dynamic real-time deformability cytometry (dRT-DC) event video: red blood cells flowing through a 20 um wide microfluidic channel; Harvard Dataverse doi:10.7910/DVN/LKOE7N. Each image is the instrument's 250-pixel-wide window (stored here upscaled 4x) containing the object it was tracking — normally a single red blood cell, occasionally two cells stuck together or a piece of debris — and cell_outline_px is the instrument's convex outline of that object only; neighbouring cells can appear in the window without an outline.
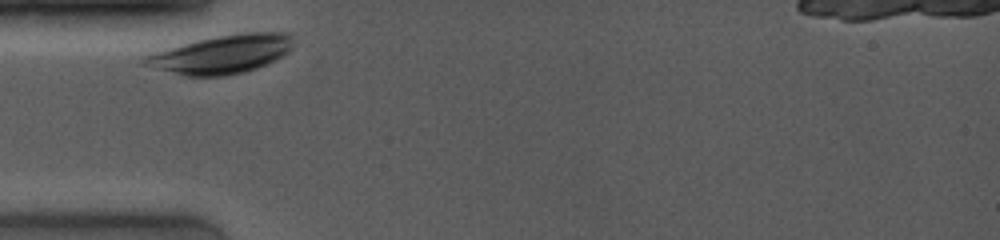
{"species": "common noctule bat (a hibernating species)", "species_latin": "Nyctalus noctula", "temperature_condition": "room temperature", "stored_images_in_passage": 25, "segment_of_instrument_passage": [1, 2], "camera_frame_rate_fps": 4000, "um_per_image_px": 0.085, "animal": {"sex": "female", "body_mass_g": 19.0, "forearm_length_mm": 53.3}, "frame": {"image": 1, "passage_image": 1, "time_ms": 0.0, "image_size_px": [1000, 240], "cell_outline_px": [[292, 48], [288, 52], [256, 68], [244, 72], [220, 76], [184, 76], [140, 64], [140, 60], [144, 56], [196, 40], [216, 36], [244, 32], [284, 32], [292, 36]], "centroid_in_image_um": [18.81, 4.61], "position_along_channel_um": 66.2, "area_um2": 32.95}}
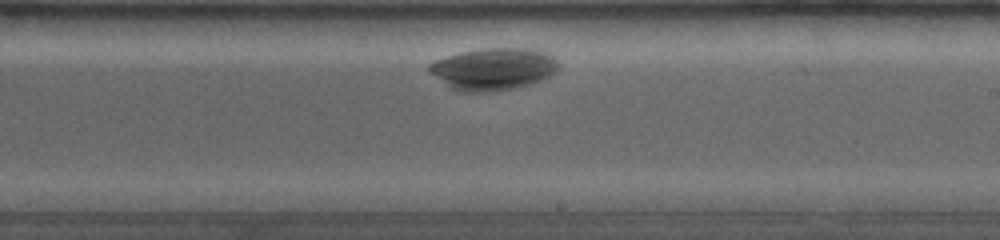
{"frame": {"image": 2, "passage_image": 16, "time_ms": 5.5, "image_size_px": [1000, 240], "cell_outline_px": [[560, 68], [556, 72], [540, 80], [528, 84], [512, 88], [484, 92], [460, 92], [452, 88], [428, 72], [424, 68], [428, 64], [436, 60], [460, 52], [484, 48], [532, 48], [548, 52], [560, 64]], "centroid_in_image_um": [41.93, 5.84], "position_along_channel_um": 247.1, "area_um2": 31.79}}
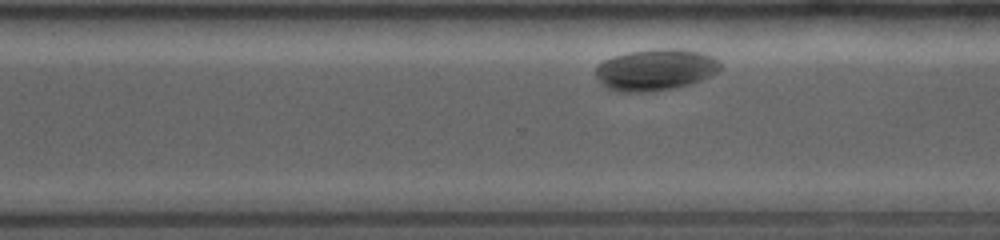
{"frame": {"image": 3, "passage_image": 22, "time_ms": 7.5, "image_size_px": [1000, 240], "cell_outline_px": [[720, 68], [716, 72], [700, 80], [688, 84], [672, 88], [640, 92], [616, 92], [604, 88], [600, 84], [596, 76], [596, 64], [604, 60], [616, 56], [632, 52], [664, 48], [676, 48], [700, 52], [712, 56], [720, 64]], "centroid_in_image_um": [55.65, 5.94], "position_along_channel_um": 315.0, "area_um2": 29.82}}